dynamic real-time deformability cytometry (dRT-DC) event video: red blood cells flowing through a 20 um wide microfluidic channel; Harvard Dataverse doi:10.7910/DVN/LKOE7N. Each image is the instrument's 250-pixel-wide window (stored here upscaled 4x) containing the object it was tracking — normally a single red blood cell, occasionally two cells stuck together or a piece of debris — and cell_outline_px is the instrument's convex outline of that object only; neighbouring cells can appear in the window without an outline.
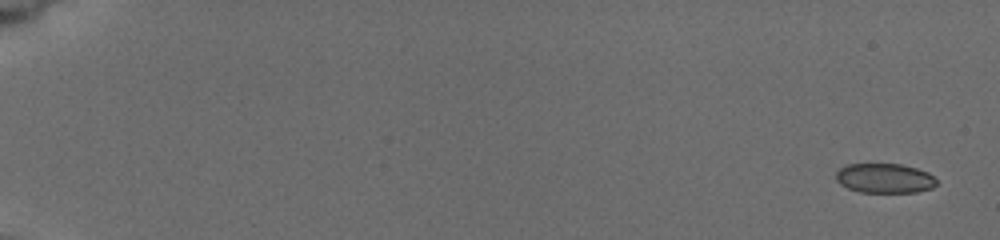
{"species": "common noctule bat (a hibernating species)", "species_latin": "Nyctalus noctula", "temperature_condition": "cold", "stored_images_in_passage": 9, "camera_frame_rate_fps": 3000, "um_per_image_px": 0.085, "animal": {"sex": "female", "body_mass_g": 19.5, "forearm_length_mm": 54.1}, "frame": {"image": 1, "passage_image": 1, "time_ms": 0.0, "image_size_px": [1000, 240], "cell_outline_px": [[936, 184], [932, 188], [916, 192], [860, 192], [848, 188], [840, 184], [836, 180], [836, 172], [840, 168], [848, 164], [900, 164], [916, 168], [928, 172], [936, 180]], "centroid_in_image_um": [75.18, 15.15], "position_along_channel_um": 9.8, "area_um2": 17.28}}
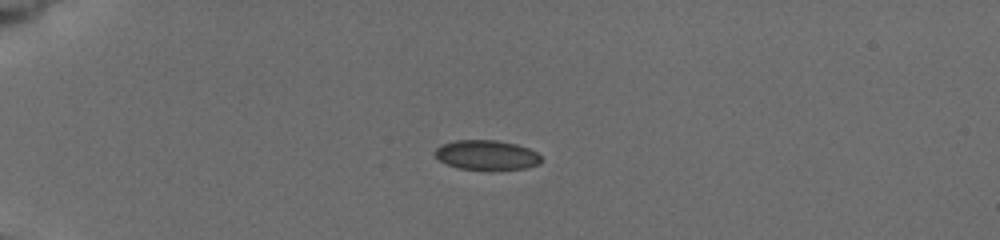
{"frame": {"image": 2, "passage_image": 6, "time_ms": 4.667, "image_size_px": [1000, 240], "cell_outline_px": [[540, 164], [528, 168], [492, 172], [460, 168], [448, 164], [440, 160], [436, 156], [436, 148], [440, 144], [456, 140], [496, 140], [516, 144], [528, 148], [536, 152], [540, 156]], "centroid_in_image_um": [41.4, 13.21], "position_along_channel_um": 43.6, "area_um2": 18.84}}
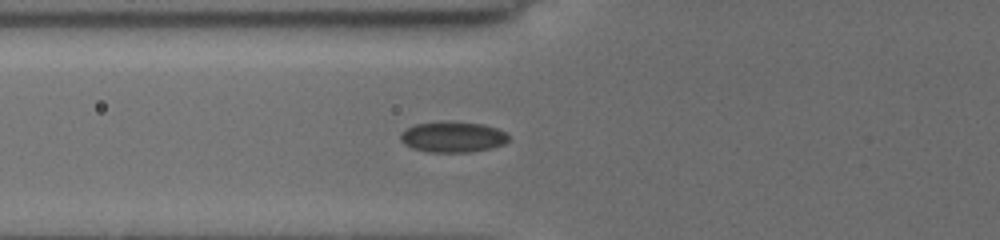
{"frame": {"image": 3, "passage_image": 9, "time_ms": 7.0, "image_size_px": [1000, 240], "cell_outline_px": [[508, 140], [504, 144], [492, 148], [468, 152], [428, 152], [412, 148], [404, 144], [400, 140], [400, 132], [416, 124], [448, 120], [484, 124], [496, 128], [504, 132], [508, 136]], "centroid_in_image_um": [38.46, 11.63], "position_along_channel_um": 87.3, "area_um2": 19.54}}